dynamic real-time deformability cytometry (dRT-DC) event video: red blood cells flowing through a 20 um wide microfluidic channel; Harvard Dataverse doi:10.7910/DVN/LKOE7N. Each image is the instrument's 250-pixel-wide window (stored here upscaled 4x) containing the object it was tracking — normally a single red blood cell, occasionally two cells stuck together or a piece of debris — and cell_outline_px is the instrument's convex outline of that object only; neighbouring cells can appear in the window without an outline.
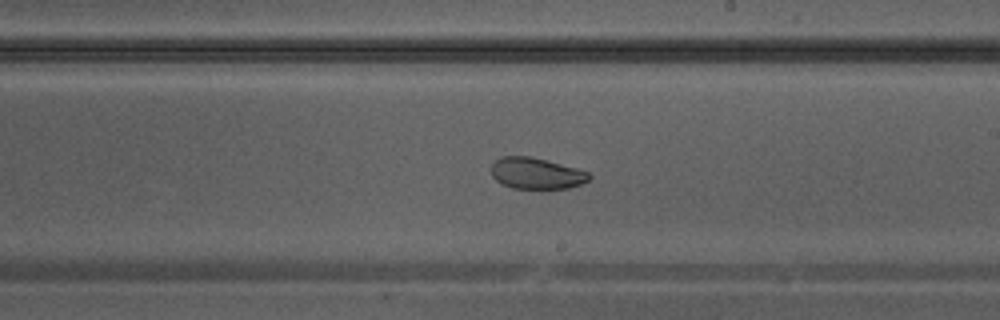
{"species": "Egyptian fruit bat (a non-hibernating species)", "species_latin": "Rousettus aegyptiacus", "temperature_condition": "warm", "stored_images_in_passage": 33, "camera_frame_rate_fps": 3000, "um_per_image_px": 0.085, "animal": {"sex": "male"}, "frame": {"image": 1, "passage_image": 19, "time_ms": 6.0, "image_size_px": [1000, 320], "cell_outline_px": [[592, 176], [588, 180], [580, 184], [568, 188], [512, 188], [500, 184], [492, 176], [492, 164], [500, 156], [532, 156], [576, 168], [588, 172]], "centroid_in_image_um": [45.56, 14.73], "position_along_channel_um": 243.4, "area_um2": 17.8}}